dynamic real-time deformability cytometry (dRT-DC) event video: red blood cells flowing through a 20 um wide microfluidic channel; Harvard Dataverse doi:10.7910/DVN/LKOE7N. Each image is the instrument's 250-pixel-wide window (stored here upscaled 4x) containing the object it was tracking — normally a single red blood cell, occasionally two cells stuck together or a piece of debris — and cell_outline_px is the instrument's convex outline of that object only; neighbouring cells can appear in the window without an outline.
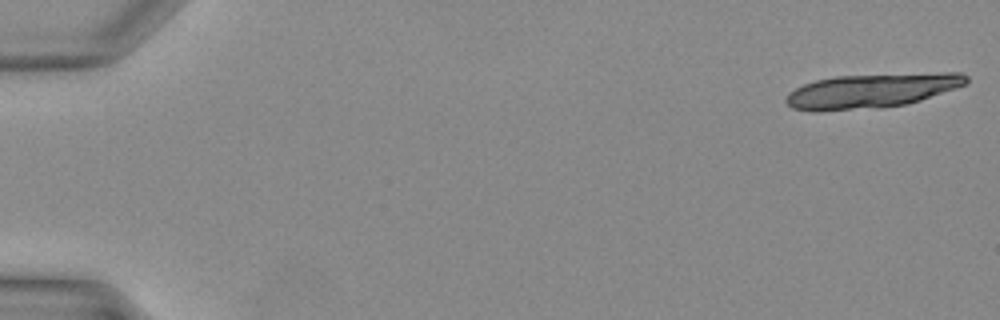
{"species": "Egyptian fruit bat (a non-hibernating species)", "species_latin": "Rousettus aegyptiacus", "temperature_condition": "warm", "stored_images_in_passage": 14, "camera_frame_rate_fps": 3000, "um_per_image_px": 0.085, "animal": {"sex": "female"}, "frame": {"image": 1, "passage_image": 1, "time_ms": 0.0, "image_size_px": [1000, 320], "cell_outline_px": [[968, 84], [908, 104], [880, 108], [820, 112], [812, 112], [792, 108], [784, 100], [788, 92], [804, 84], [816, 80], [836, 76], [944, 72], [960, 72], [968, 76]], "centroid_in_image_um": [74.08, 7.72], "position_along_channel_um": 10.9, "area_um2": 36.59}}